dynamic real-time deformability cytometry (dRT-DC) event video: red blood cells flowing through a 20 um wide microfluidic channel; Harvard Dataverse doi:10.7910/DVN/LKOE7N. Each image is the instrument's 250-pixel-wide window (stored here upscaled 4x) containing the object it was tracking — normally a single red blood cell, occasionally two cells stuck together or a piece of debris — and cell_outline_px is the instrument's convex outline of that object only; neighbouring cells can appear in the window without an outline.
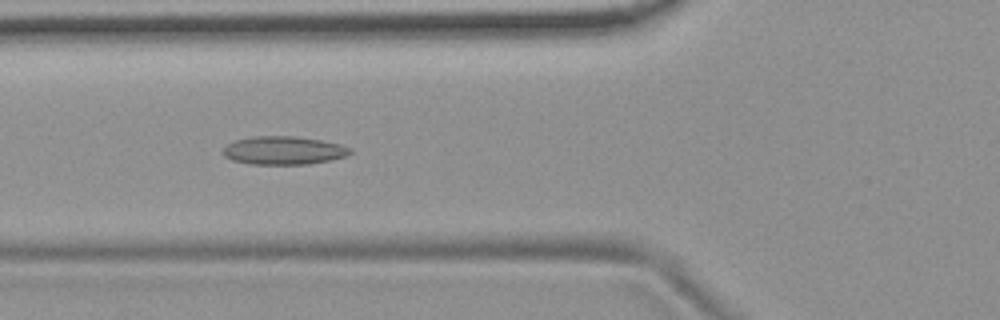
{"species": "common noctule bat (a hibernating species)", "species_latin": "Nyctalus noctula", "temperature_condition": "room temperature", "stored_images_in_passage": 9, "camera_frame_rate_fps": 3000, "um_per_image_px": 0.085, "animal": {"sex": "female", "body_mass_g": 19.9}, "frame": {"image": 1, "passage_image": 6, "time_ms": 1.667, "image_size_px": [1000, 320], "cell_outline_px": [[352, 152], [344, 156], [328, 160], [308, 164], [248, 164], [232, 160], [224, 156], [220, 152], [232, 140], [252, 136], [296, 136], [320, 140], [340, 144], [352, 148]], "centroid_in_image_um": [24.05, 12.78], "position_along_channel_um": 101.8, "area_um2": 21.04}}
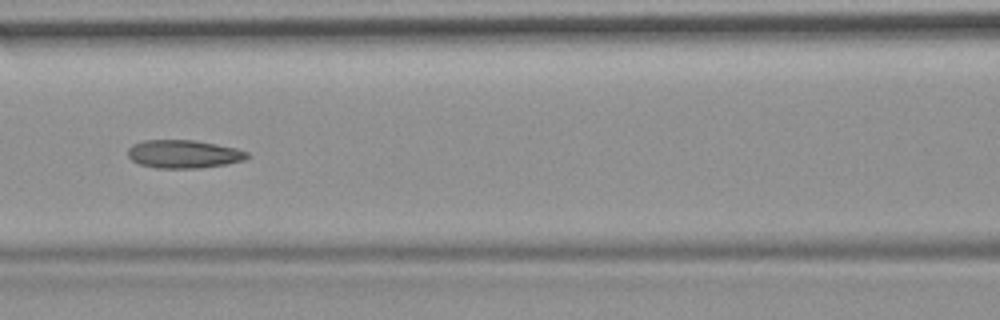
{"frame": {"image": 2, "passage_image": 7, "time_ms": 2.0, "image_size_px": [1000, 320], "cell_outline_px": [[248, 156], [244, 160], [228, 164], [200, 168], [156, 168], [140, 164], [132, 160], [128, 156], [128, 148], [132, 144], [144, 140], [196, 140], [236, 148], [248, 152]], "centroid_in_image_um": [15.61, 13.09], "position_along_channel_um": 151.0, "area_um2": 19.65}}